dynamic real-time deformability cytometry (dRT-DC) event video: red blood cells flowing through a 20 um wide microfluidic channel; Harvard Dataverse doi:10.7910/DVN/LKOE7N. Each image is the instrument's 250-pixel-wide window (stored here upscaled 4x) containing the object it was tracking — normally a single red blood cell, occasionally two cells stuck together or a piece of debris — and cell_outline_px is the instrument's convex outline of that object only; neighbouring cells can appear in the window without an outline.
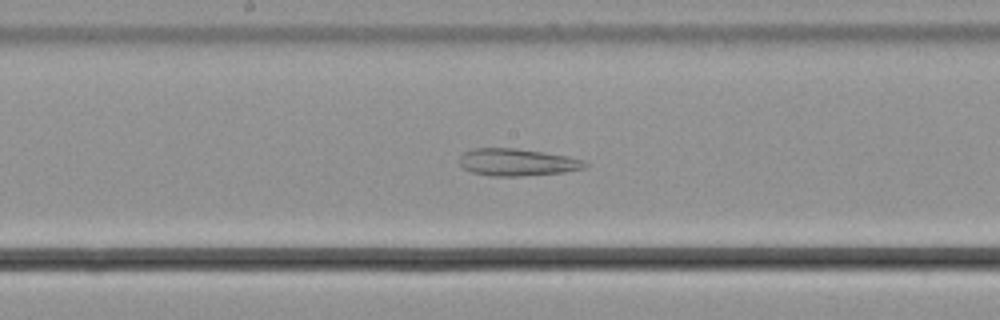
{"species": "common noctule bat (a hibernating species)", "species_latin": "Nyctalus noctula", "temperature_condition": "cold", "stored_images_in_passage": 54, "camera_frame_rate_fps": 3000, "um_per_image_px": 0.085, "animal": {"sex": "male", "body_mass_g": 21.5, "forearm_length_mm": 52.0}, "frame": {"image": 1, "passage_image": 28, "time_ms": 9.0, "image_size_px": [1000, 320], "cell_outline_px": [[588, 164], [584, 168], [564, 172], [520, 176], [492, 176], [472, 172], [464, 168], [460, 164], [460, 156], [464, 152], [472, 148], [516, 148], [544, 152], [568, 156], [584, 160]], "centroid_in_image_um": [43.96, 13.78], "position_along_channel_um": 204.2, "area_um2": 19.88}}
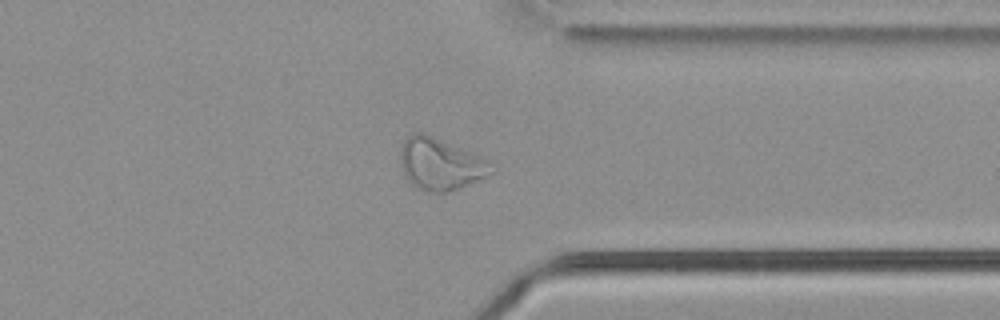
{"frame": {"image": 2, "passage_image": 42, "time_ms": 13.667, "image_size_px": [1000, 320], "cell_outline_px": [[496, 172], [488, 176], [460, 188], [448, 192], [424, 192], [416, 188], [408, 180], [404, 172], [400, 160], [400, 148], [404, 140], [412, 132], [424, 132], [480, 156], [496, 164]], "centroid_in_image_um": [37.47, 13.95], "position_along_channel_um": 373.9, "area_um2": 27.92}}
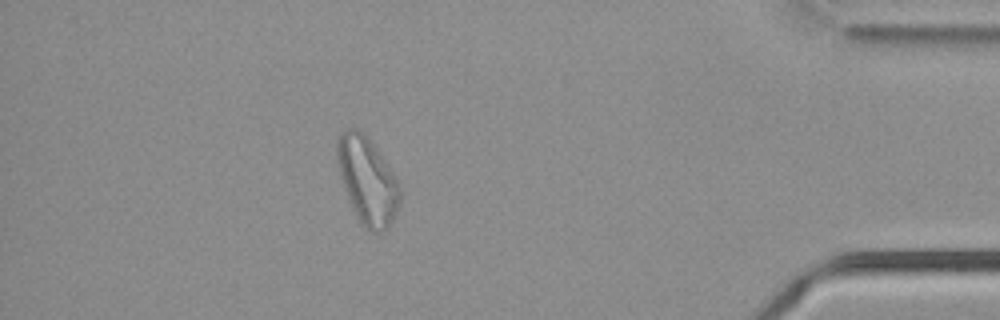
{"frame": {"image": 3, "passage_image": 48, "time_ms": 15.667, "image_size_px": [1000, 320], "cell_outline_px": [[400, 204], [388, 228], [384, 232], [368, 232], [360, 224], [352, 208], [340, 176], [336, 160], [336, 140], [340, 132], [344, 128], [356, 128], [376, 148], [388, 164], [400, 188]], "centroid_in_image_um": [31.2, 15.37], "position_along_channel_um": 404.0, "area_um2": 31.85}}